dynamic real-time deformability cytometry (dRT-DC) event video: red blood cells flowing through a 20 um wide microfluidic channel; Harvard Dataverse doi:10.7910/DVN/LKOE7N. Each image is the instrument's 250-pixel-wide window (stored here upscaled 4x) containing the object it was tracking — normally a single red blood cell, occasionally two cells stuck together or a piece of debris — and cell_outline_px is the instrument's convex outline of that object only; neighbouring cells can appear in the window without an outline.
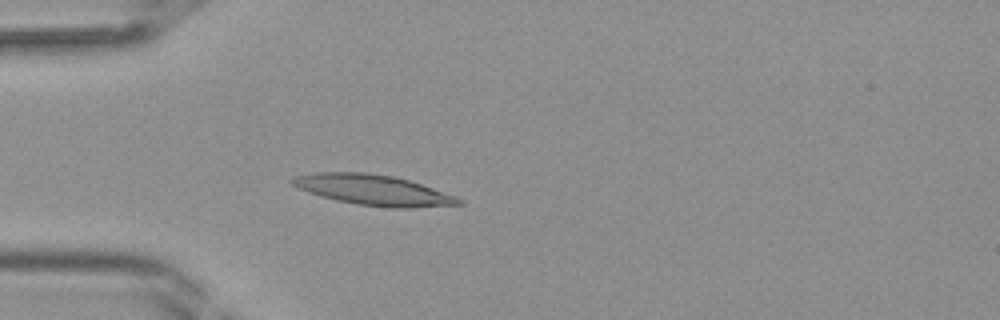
{"species": "Egyptian fruit bat (a non-hibernating species)", "species_latin": "Rousettus aegyptiacus", "temperature_condition": "room temperature", "stored_images_in_passage": 34, "camera_frame_rate_fps": 3000, "um_per_image_px": 0.085, "frame": {"image": 1, "passage_image": 7, "time_ms": 2.0, "image_size_px": [1000, 320], "cell_outline_px": [[464, 204], [408, 208], [392, 208], [356, 204], [336, 200], [320, 196], [308, 192], [292, 184], [288, 180], [296, 176], [312, 172], [364, 172], [392, 176], [408, 180], [456, 196], [464, 200]], "centroid_in_image_um": [31.72, 16.15], "position_along_channel_um": 53.3, "area_um2": 29.42}}
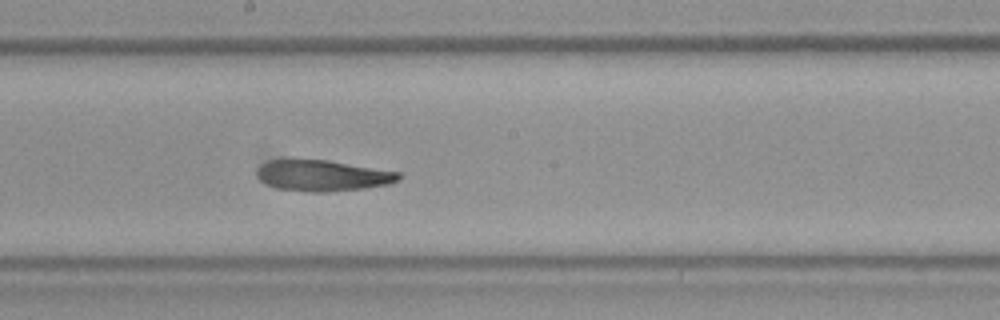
{"frame": {"image": 2, "passage_image": 18, "time_ms": 5.667, "image_size_px": [1000, 320], "cell_outline_px": [[400, 180], [388, 184], [364, 188], [324, 192], [308, 192], [276, 188], [260, 180], [256, 176], [256, 168], [260, 164], [268, 160], [328, 160], [400, 172]], "centroid_in_image_um": [27.39, 14.92], "position_along_channel_um": 220.8, "area_um2": 25.61}}
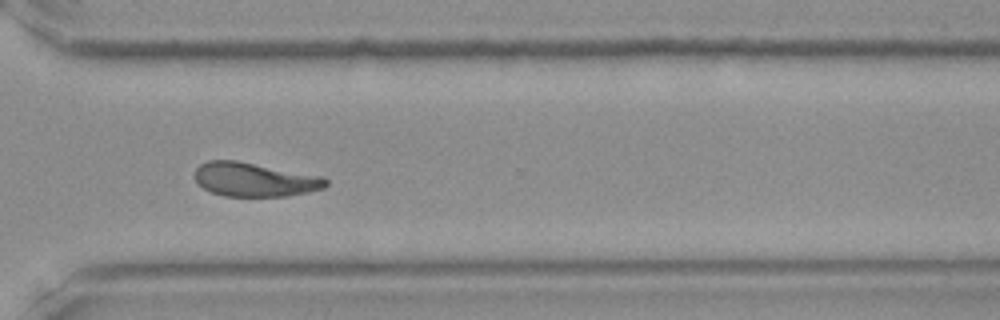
{"frame": {"image": 3, "passage_image": 26, "time_ms": 8.333, "image_size_px": [1000, 320], "cell_outline_px": [[328, 184], [324, 188], [308, 192], [288, 196], [224, 196], [212, 192], [204, 188], [196, 180], [196, 168], [200, 164], [208, 160], [236, 160], [324, 176], [328, 180]], "centroid_in_image_um": [21.68, 15.26], "position_along_channel_um": 348.9, "area_um2": 25.95}}